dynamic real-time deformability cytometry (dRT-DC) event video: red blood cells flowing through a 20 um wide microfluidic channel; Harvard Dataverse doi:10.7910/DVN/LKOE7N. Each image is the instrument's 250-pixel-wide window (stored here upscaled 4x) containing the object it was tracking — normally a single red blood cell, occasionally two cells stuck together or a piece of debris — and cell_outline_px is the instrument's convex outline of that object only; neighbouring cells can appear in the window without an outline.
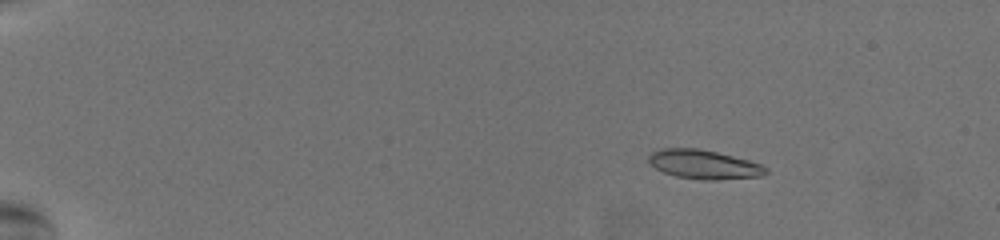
{"species": "common noctule bat (a hibernating species)", "species_latin": "Nyctalus noctula", "temperature_condition": "warm", "stored_images_in_passage": 24, "camera_frame_rate_fps": 3000, "um_per_image_px": 0.085, "animal": {"sex": "female", "body_mass_g": 19.5, "forearm_length_mm": 54.1}, "frame": {"image": 1, "passage_image": 10, "time_ms": 3.0, "image_size_px": [1000, 240], "cell_outline_px": [[768, 172], [760, 176], [716, 180], [700, 180], [676, 176], [664, 172], [656, 168], [648, 160], [648, 156], [652, 152], [664, 148], [696, 148], [716, 152], [748, 160], [760, 164], [768, 168]], "centroid_in_image_um": [59.83, 13.98], "position_along_channel_um": 25.2, "area_um2": 19.65}}
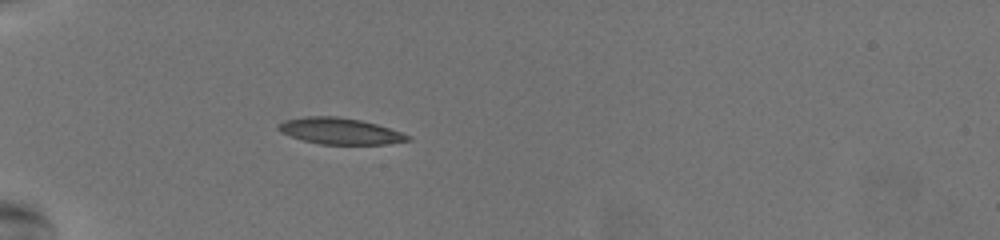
{"frame": {"image": 2, "passage_image": 21, "time_ms": 6.667, "image_size_px": [1000, 240], "cell_outline_px": [[412, 140], [388, 144], [320, 144], [304, 140], [280, 132], [276, 128], [276, 124], [284, 120], [304, 116], [336, 116], [360, 120], [376, 124], [412, 136]], "centroid_in_image_um": [28.88, 11.13], "position_along_channel_um": 56.1, "area_um2": 19.83}}